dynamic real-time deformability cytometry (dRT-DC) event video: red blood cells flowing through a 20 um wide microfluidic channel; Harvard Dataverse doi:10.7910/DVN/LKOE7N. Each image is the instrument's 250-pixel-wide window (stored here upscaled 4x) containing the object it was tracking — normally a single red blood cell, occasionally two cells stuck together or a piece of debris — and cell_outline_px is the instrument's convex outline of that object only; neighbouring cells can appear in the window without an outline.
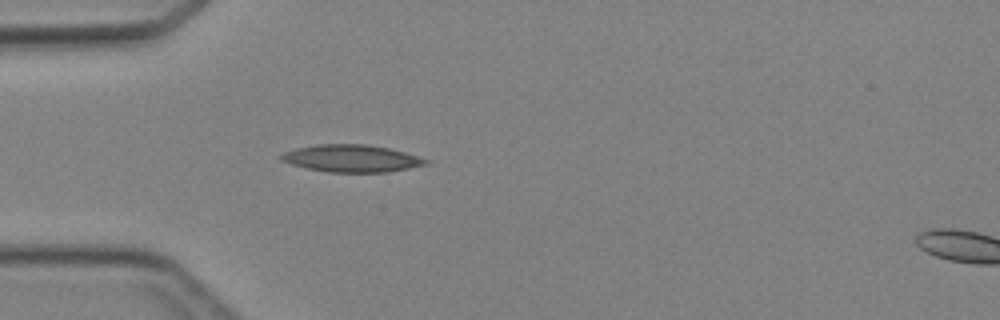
{"species": "Egyptian fruit bat (a non-hibernating species)", "species_latin": "Rousettus aegyptiacus", "temperature_condition": "cold", "stored_images_in_passage": 32, "camera_frame_rate_fps": 3000, "um_per_image_px": 0.085, "animal": {"sex": "female"}, "frame": {"image": 1, "passage_image": 1, "time_ms": 0.0, "image_size_px": [1000, 320], "cell_outline_px": [[432, 160], [428, 164], [388, 172], [328, 172], [308, 168], [292, 164], [280, 160], [280, 156], [284, 152], [296, 148], [316, 144], [368, 144], [388, 148], [404, 152]], "centroid_in_image_um": [29.91, 13.46], "position_along_channel_um": 55.1, "area_um2": 22.95}}
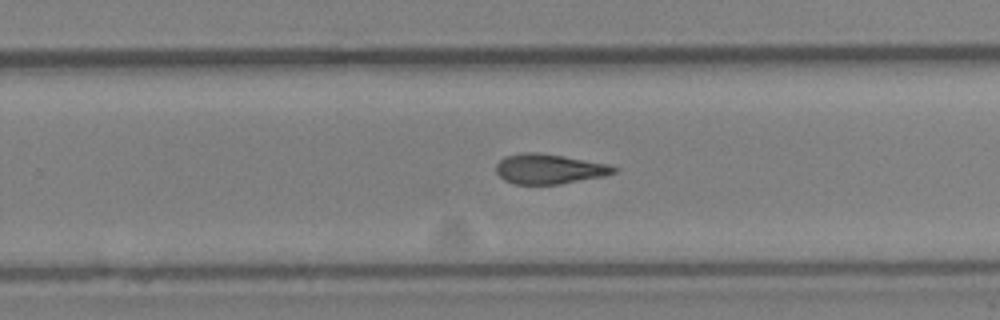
{"frame": {"image": 2, "passage_image": 17, "time_ms": 5.333, "image_size_px": [1000, 320], "cell_outline_px": [[620, 168], [616, 172], [604, 176], [560, 184], [516, 184], [504, 180], [496, 172], [496, 164], [504, 156], [524, 152], [540, 152], [564, 156], [608, 164]], "centroid_in_image_um": [46.68, 14.35], "position_along_channel_um": 283.1, "area_um2": 20.63}}
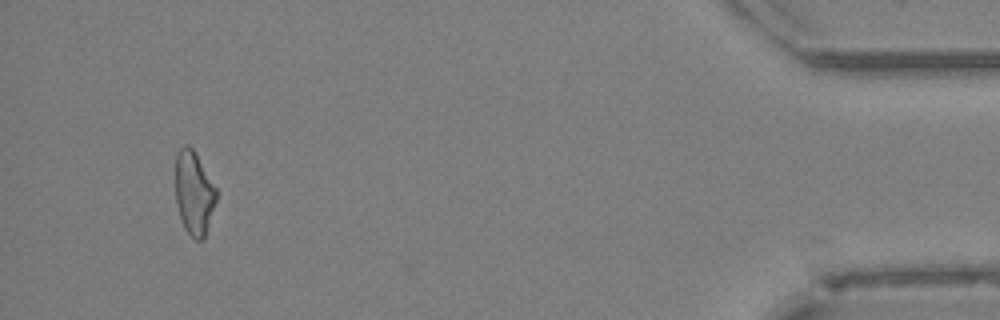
{"frame": {"image": 3, "passage_image": 31, "time_ms": 10.0, "image_size_px": [1000, 320], "cell_outline_px": [[216, 200], [204, 240], [196, 240], [184, 228], [176, 204], [176, 152], [184, 144], [188, 144], [192, 148], [216, 188]], "centroid_in_image_um": [16.47, 16.41], "position_along_channel_um": 418.7, "area_um2": 19.65}}